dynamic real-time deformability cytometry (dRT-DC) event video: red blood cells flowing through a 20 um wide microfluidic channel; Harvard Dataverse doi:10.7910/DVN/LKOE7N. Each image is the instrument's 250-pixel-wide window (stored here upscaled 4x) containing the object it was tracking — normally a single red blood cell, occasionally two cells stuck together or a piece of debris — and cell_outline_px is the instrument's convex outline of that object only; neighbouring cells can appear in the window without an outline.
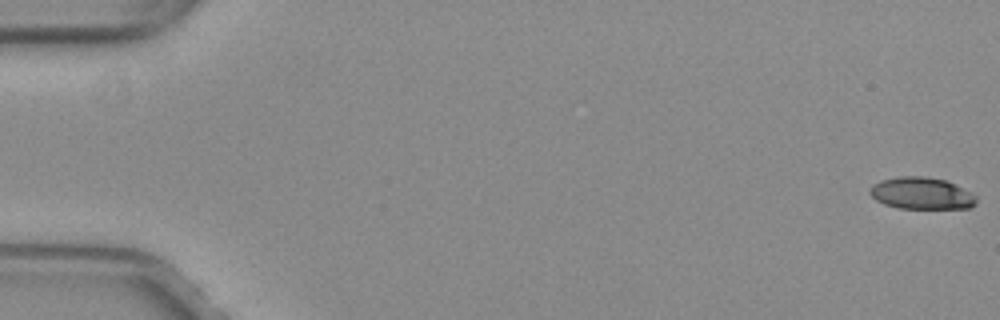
{"species": "common noctule bat (a hibernating species)", "species_latin": "Nyctalus noctula", "temperature_condition": "warm", "stored_images_in_passage": 53, "camera_frame_rate_fps": 3000, "um_per_image_px": 0.085, "animal": {"sex": "female", "body_mass_g": 29.2, "forearm_length_mm": 56.3}, "frame": {"image": 1, "passage_image": 1, "time_ms": 0.0, "image_size_px": [1000, 320], "cell_outline_px": [[976, 204], [968, 208], [896, 208], [884, 204], [876, 200], [868, 192], [872, 184], [880, 180], [900, 176], [924, 176], [944, 180], [976, 196]], "centroid_in_image_um": [78.26, 16.43], "position_along_channel_um": 6.7, "area_um2": 19.59}}
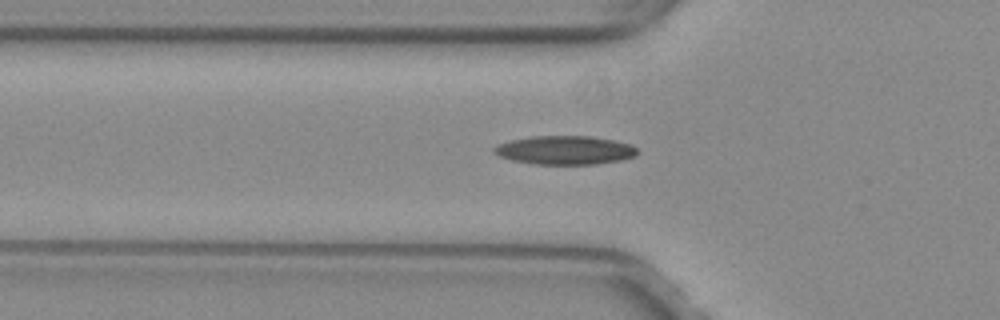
{"frame": {"image": 2, "passage_image": 19, "time_ms": 6.0, "image_size_px": [1000, 320], "cell_outline_px": [[636, 156], [624, 160], [596, 164], [532, 164], [512, 160], [500, 156], [492, 152], [492, 148], [500, 144], [512, 140], [532, 136], [588, 136], [612, 140], [632, 144], [636, 148]], "centroid_in_image_um": [48.03, 12.77], "position_along_channel_um": 77.8, "area_um2": 23.93}}
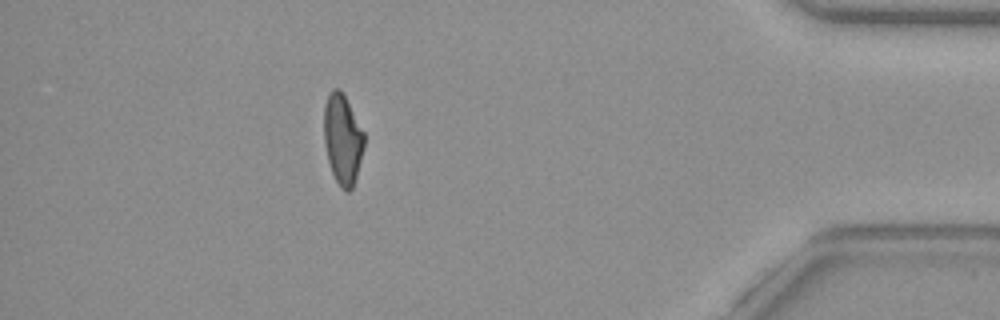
{"frame": {"image": 3, "passage_image": 47, "time_ms": 15.333, "image_size_px": [1000, 320], "cell_outline_px": [[364, 148], [356, 176], [352, 188], [348, 192], [344, 192], [340, 188], [332, 172], [328, 160], [324, 144], [324, 104], [328, 92], [332, 88], [340, 88], [364, 132]], "centroid_in_image_um": [29.1, 11.82], "position_along_channel_um": 406.1, "area_um2": 21.15}, "authors_computed_cell_mechanics": {"area_um2": 21.8484, "velocity_mm_per_s": 4.0374, "shape_relaxation_time_tau1_ms": null, "shape_relaxation_time_tau2_ms": 8.7646, "deformation_change_tau1": null, "deformation_change_tau2": 0.191}}